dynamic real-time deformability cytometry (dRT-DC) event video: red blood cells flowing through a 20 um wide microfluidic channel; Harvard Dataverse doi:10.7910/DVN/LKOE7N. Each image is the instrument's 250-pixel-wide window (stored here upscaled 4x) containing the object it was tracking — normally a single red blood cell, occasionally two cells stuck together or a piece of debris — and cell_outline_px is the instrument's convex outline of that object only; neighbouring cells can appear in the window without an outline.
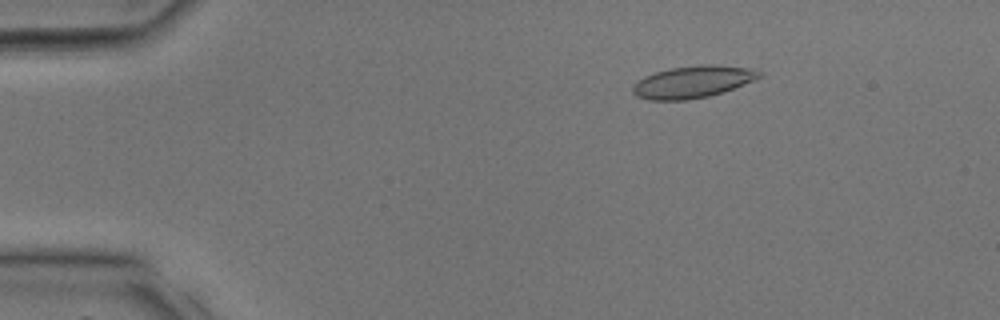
{"species": "common noctule bat (a hibernating species)", "species_latin": "Nyctalus noctula", "temperature_condition": "room temperature", "stored_images_in_passage": 29, "camera_frame_rate_fps": 3000, "um_per_image_px": 0.085, "animal": {"sex": "male", "body_mass_g": 17.9, "forearm_length_mm": 54.2}, "frame": {"image": 1, "passage_image": 1, "time_ms": 0.0, "image_size_px": [1000, 320], "cell_outline_px": [[760, 76], [752, 80], [724, 92], [708, 96], [688, 100], [648, 100], [636, 96], [632, 92], [632, 88], [644, 76], [656, 72], [672, 68], [704, 64], [712, 64], [748, 68], [760, 72]], "centroid_in_image_um": [58.84, 6.97], "position_along_channel_um": 26.2, "area_um2": 23.24}}
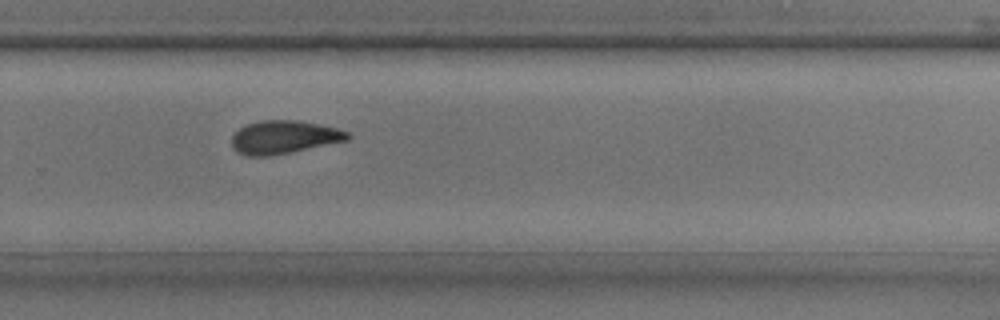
{"frame": {"image": 2, "passage_image": 19, "time_ms": 6.0, "image_size_px": [1000, 320], "cell_outline_px": [[352, 136], [348, 140], [292, 152], [268, 156], [248, 156], [236, 152], [232, 148], [232, 136], [240, 128], [248, 124], [264, 120], [296, 120], [320, 124], [336, 128], [348, 132]], "centroid_in_image_um": [24.14, 11.66], "position_along_channel_um": 305.7, "area_um2": 22.37}}
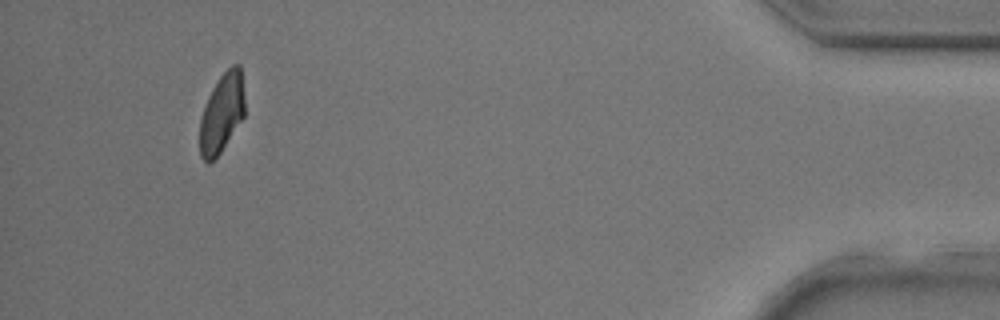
{"frame": {"image": 3, "passage_image": 28, "time_ms": 9.0, "image_size_px": [1000, 320], "cell_outline_px": [[244, 116], [216, 160], [208, 164], [200, 156], [200, 120], [204, 104], [212, 88], [220, 76], [232, 64], [240, 64], [244, 96]], "centroid_in_image_um": [18.84, 9.64], "position_along_channel_um": 416.4, "area_um2": 20.92}}